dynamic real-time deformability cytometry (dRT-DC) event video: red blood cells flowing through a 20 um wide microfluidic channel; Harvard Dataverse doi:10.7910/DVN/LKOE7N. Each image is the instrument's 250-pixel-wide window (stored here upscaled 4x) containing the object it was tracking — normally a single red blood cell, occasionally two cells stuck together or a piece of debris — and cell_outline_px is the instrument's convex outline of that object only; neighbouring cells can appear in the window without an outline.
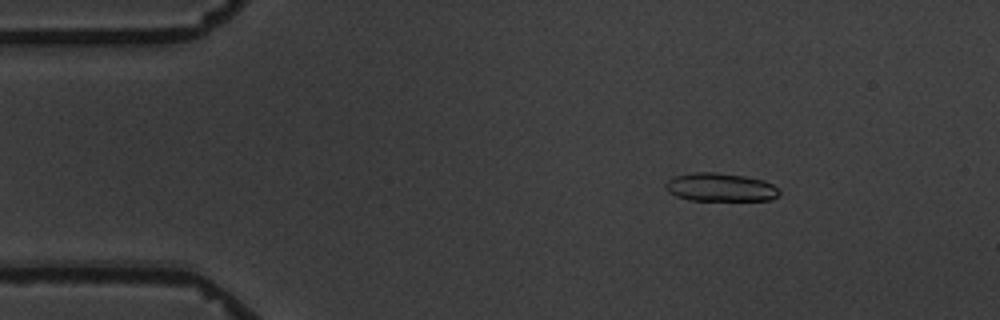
{"species": "common noctule bat (a hibernating species)", "species_latin": "Nyctalus noctula", "temperature_condition": "warm", "stored_images_in_passage": 5, "camera_frame_rate_fps": 3000, "um_per_image_px": 0.085, "animal": {"sex": "male", "body_mass_g": 19.5, "forearm_length_mm": 54.6}, "frame": {"image": 1, "passage_image": 3, "time_ms": 2.333, "image_size_px": [1000, 320], "cell_outline_px": [[780, 192], [772, 200], [688, 200], [676, 196], [668, 192], [664, 184], [668, 180], [676, 176], [696, 172], [712, 172], [744, 176], [764, 180], [772, 184]], "centroid_in_image_um": [61.21, 15.92], "position_along_channel_um": 23.8, "area_um2": 18.61}}